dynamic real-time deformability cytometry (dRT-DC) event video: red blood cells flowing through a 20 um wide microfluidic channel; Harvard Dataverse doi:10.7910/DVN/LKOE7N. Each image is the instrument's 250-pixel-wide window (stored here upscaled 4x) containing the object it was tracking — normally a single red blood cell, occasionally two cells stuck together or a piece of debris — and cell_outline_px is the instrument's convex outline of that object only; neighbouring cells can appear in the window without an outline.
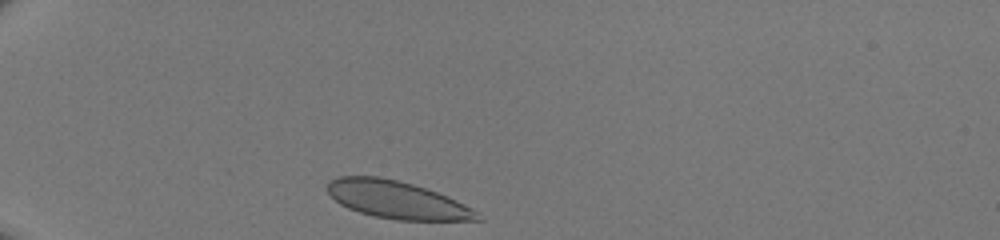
{"species": "human", "species_latin": "Homo sapiens", "temperature_condition": "room temperature", "stored_images_in_passage": 29, "camera_frame_rate_fps": 3000, "um_per_image_px": 0.085, "donor": {"sex": "male"}, "frame": {"image": 1, "passage_image": 1, "time_ms": 0.0, "image_size_px": [1000, 240], "cell_outline_px": [[484, 220], [396, 220], [376, 216], [360, 212], [348, 208], [340, 204], [328, 192], [328, 184], [332, 180], [340, 176], [380, 176], [412, 184], [436, 192], [456, 200], [472, 208]], "centroid_in_image_um": [33.74, 16.99], "position_along_channel_um": 51.3, "area_um2": 32.31}}
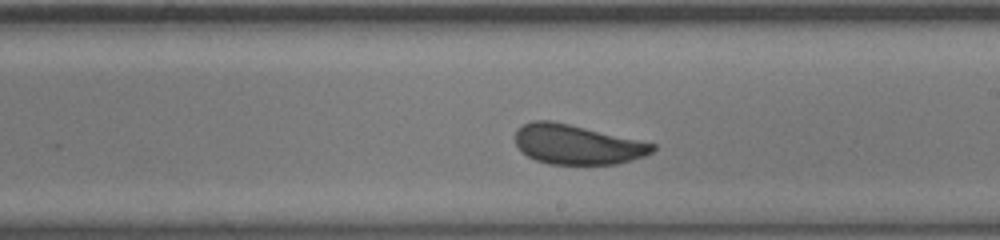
{"frame": {"image": 2, "passage_image": 17, "time_ms": 5.333, "image_size_px": [1000, 240], "cell_outline_px": [[656, 148], [652, 152], [644, 156], [632, 160], [616, 164], [548, 164], [536, 160], [520, 152], [516, 144], [516, 132], [524, 124], [532, 120], [552, 120], [640, 140], [656, 144]], "centroid_in_image_um": [49.05, 12.28], "position_along_channel_um": 239.9, "area_um2": 31.73}}
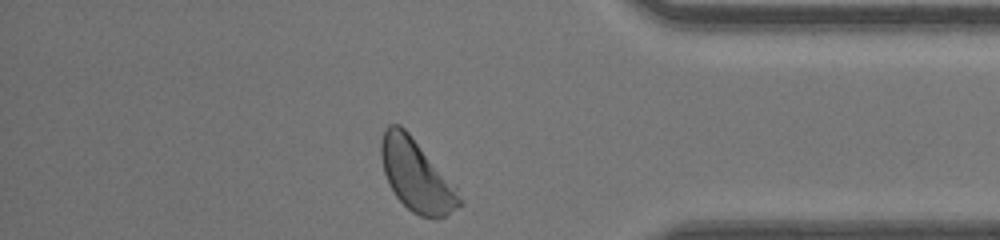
{"frame": {"image": 3, "passage_image": 29, "time_ms": 9.333, "image_size_px": [1000, 240], "cell_outline_px": [[460, 204], [456, 208], [444, 216], [436, 220], [432, 220], [420, 216], [412, 212], [396, 196], [388, 184], [384, 172], [380, 156], [380, 140], [384, 128], [388, 124], [400, 124], [408, 132], [456, 184], [460, 200]], "centroid_in_image_um": [35.37, 14.9], "position_along_channel_um": 399.8, "area_um2": 33.0}}